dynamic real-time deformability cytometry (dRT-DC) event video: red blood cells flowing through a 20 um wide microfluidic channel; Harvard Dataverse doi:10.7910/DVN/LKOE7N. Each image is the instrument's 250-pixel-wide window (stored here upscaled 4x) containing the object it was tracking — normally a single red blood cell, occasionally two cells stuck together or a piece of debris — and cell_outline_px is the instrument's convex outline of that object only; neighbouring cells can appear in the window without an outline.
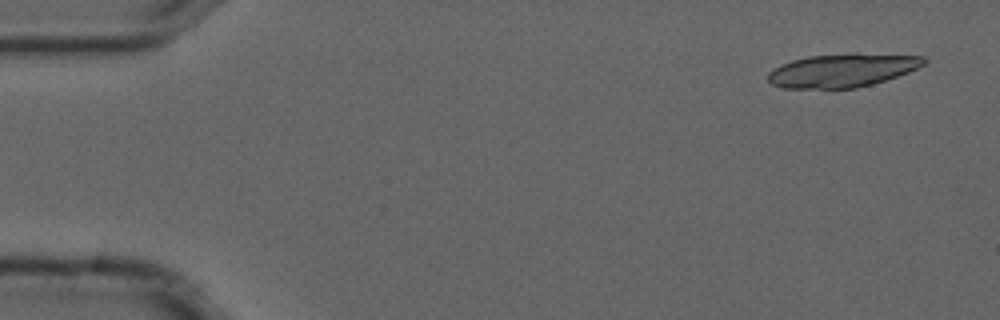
{"species": "common noctule bat (a hibernating species)", "species_latin": "Nyctalus noctula", "temperature_condition": "cold", "stored_images_in_passage": 5, "camera_frame_rate_fps": 3000, "um_per_image_px": 0.085, "animal": {"sex": "male", "forearm_length_mm": 52.5}, "frame": {"image": 1, "passage_image": 1, "time_ms": 0.0, "image_size_px": [1000, 320], "cell_outline_px": [[928, 60], [924, 64], [908, 72], [872, 84], [856, 88], [780, 88], [772, 84], [768, 80], [768, 72], [780, 64], [792, 60], [808, 56], [852, 52], [856, 52], [924, 56]], "centroid_in_image_um": [71.59, 5.96], "position_along_channel_um": 13.4, "area_um2": 30.69}}